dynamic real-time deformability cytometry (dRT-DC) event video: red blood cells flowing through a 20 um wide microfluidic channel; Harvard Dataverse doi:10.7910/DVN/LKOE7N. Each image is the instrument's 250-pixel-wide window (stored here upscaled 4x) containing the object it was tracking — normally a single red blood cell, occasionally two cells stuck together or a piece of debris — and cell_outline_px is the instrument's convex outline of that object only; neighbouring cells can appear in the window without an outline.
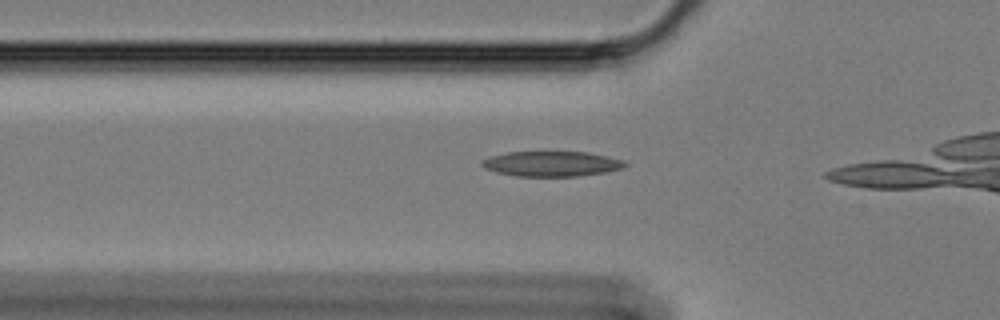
{"species": "Egyptian fruit bat (a non-hibernating species)", "species_latin": "Rousettus aegyptiacus", "temperature_condition": "cold", "stored_images_in_passage": 7, "camera_frame_rate_fps": 3000, "um_per_image_px": 0.085, "animal": {"sex": "female"}, "frame": {"image": 1, "passage_image": 2, "time_ms": 0.333, "image_size_px": [1000, 320], "cell_outline_px": [[628, 164], [624, 168], [604, 172], [576, 176], [516, 176], [496, 172], [484, 168], [480, 164], [480, 160], [488, 156], [508, 152], [588, 152], [624, 160]], "centroid_in_image_um": [46.85, 13.92], "position_along_channel_um": 79.0, "area_um2": 21.04}}
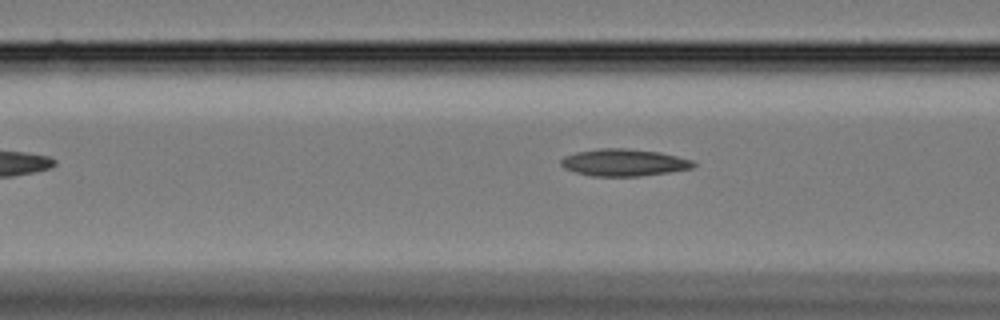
{"frame": {"image": 2, "passage_image": 5, "time_ms": 1.333, "image_size_px": [1000, 320], "cell_outline_px": [[696, 164], [692, 168], [668, 172], [640, 176], [592, 176], [576, 172], [564, 168], [560, 164], [560, 160], [564, 156], [576, 152], [600, 148], [628, 148], [660, 152], [692, 160]], "centroid_in_image_um": [53.01, 13.81], "position_along_channel_um": 113.6, "area_um2": 20.87}}